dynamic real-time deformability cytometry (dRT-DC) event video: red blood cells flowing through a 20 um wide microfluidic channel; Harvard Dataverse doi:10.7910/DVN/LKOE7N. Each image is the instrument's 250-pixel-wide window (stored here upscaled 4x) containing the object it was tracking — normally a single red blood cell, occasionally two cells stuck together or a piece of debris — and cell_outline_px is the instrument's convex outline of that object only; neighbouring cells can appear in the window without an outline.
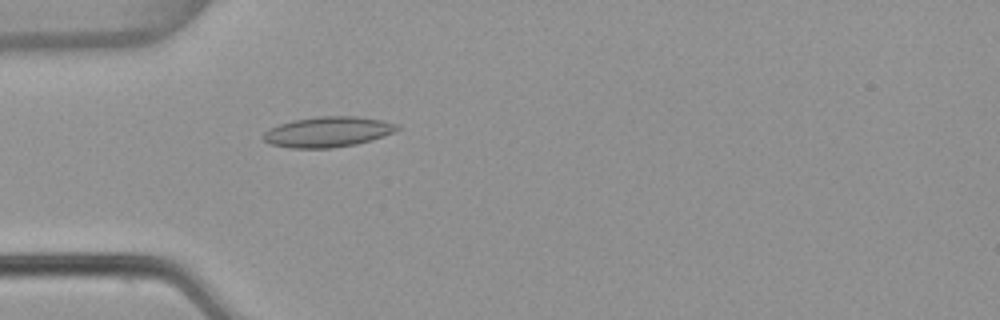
{"species": "common noctule bat (a hibernating species)", "species_latin": "Nyctalus noctula", "temperature_condition": "warm", "stored_images_in_passage": 1, "camera_frame_rate_fps": 3000, "um_per_image_px": 0.085, "animal": {"sex": "female", "body_mass_g": 22.7, "forearm_length_mm": 54.2}, "frame": {"image": 1, "passage_image": 1, "time_ms": 0.0, "image_size_px": [1000, 320], "cell_outline_px": [[400, 128], [384, 136], [372, 140], [356, 144], [332, 148], [288, 148], [268, 144], [260, 136], [268, 128], [292, 120], [316, 116], [356, 116], [380, 120], [400, 124]], "centroid_in_image_um": [27.82, 11.21], "position_along_channel_um": 57.2, "area_um2": 23.99}}